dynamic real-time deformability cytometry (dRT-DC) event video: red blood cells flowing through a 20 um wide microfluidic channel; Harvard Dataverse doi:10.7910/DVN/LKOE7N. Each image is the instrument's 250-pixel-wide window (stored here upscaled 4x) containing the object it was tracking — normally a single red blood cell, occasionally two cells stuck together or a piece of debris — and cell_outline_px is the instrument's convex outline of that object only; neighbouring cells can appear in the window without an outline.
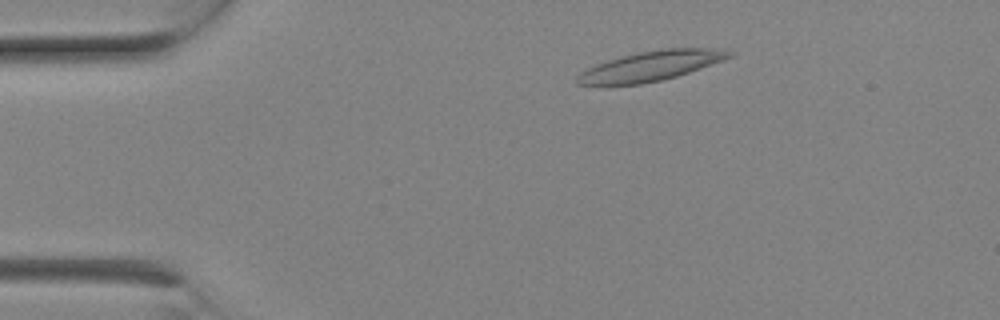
{"species": "Egyptian fruit bat (a non-hibernating species)", "species_latin": "Rousettus aegyptiacus", "temperature_condition": "room temperature", "stored_images_in_passage": 8, "camera_frame_rate_fps": 3000, "um_per_image_px": 0.085, "animal": {"sex": "female"}, "frame": {"image": 1, "passage_image": 3, "time_ms": 0.667, "image_size_px": [1000, 320], "cell_outline_px": [[736, 52], [732, 56], [700, 68], [676, 76], [660, 80], [640, 84], [600, 88], [576, 84], [576, 76], [580, 72], [596, 64], [608, 60], [640, 52], [668, 48], [724, 48]], "centroid_in_image_um": [55.23, 5.65], "position_along_channel_um": 29.8, "area_um2": 26.82}}
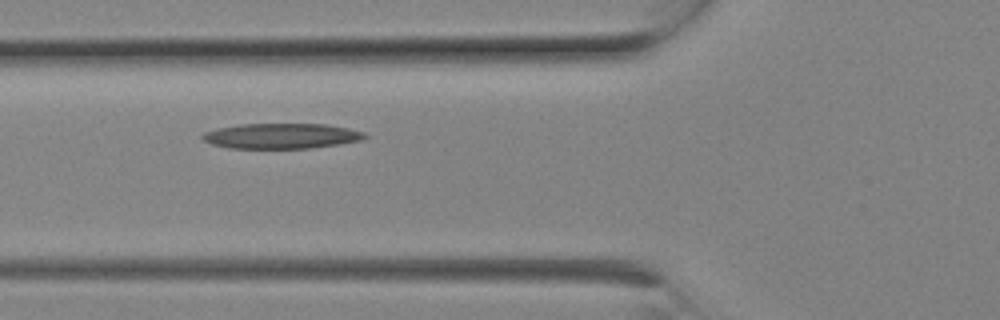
{"frame": {"image": 2, "passage_image": 7, "time_ms": 2.0, "image_size_px": [1000, 320], "cell_outline_px": [[368, 136], [360, 140], [336, 144], [308, 148], [228, 148], [212, 144], [204, 140], [200, 136], [204, 132], [220, 128], [240, 124], [328, 124], [348, 128], [364, 132]], "centroid_in_image_um": [23.9, 11.55], "position_along_channel_um": 101.9, "area_um2": 23.7}}
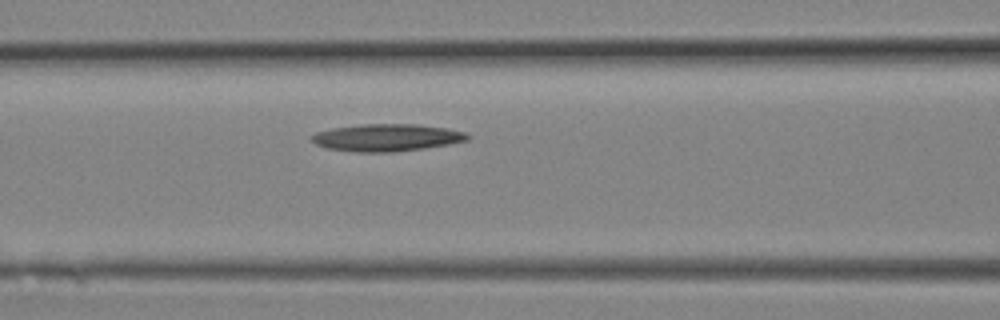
{"frame": {"image": 3, "passage_image": 8, "time_ms": 2.333, "image_size_px": [1000, 320], "cell_outline_px": [[472, 136], [468, 140], [448, 144], [424, 148], [392, 152], [356, 152], [328, 148], [316, 144], [308, 136], [316, 132], [332, 128], [360, 124], [416, 124], [448, 128], [464, 132]], "centroid_in_image_um": [32.87, 11.69], "position_along_channel_um": 133.7, "area_um2": 24.8}}